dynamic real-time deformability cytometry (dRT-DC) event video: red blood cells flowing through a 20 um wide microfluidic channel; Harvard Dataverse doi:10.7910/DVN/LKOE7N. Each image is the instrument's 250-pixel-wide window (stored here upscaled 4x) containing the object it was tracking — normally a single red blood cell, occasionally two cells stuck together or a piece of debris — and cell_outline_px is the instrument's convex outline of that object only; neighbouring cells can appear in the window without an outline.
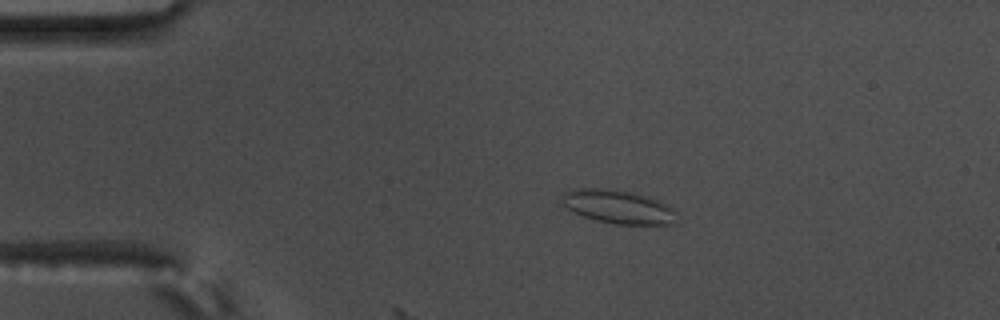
{"species": "common noctule bat (a hibernating species)", "species_latin": "Nyctalus noctula", "temperature_condition": "warm", "stored_images_in_passage": 6, "camera_frame_rate_fps": 3000, "um_per_image_px": 0.085, "animal": {"sex": "male", "body_mass_g": 17.5, "forearm_length_mm": 52.3}, "frame": {"image": 1, "passage_image": 1, "time_ms": 0.0, "image_size_px": [1000, 320], "cell_outline_px": [[676, 212], [672, 224], [612, 224], [596, 220], [572, 212], [560, 204], [560, 200], [564, 192], [576, 188], [612, 188], [632, 192], [668, 204]], "centroid_in_image_um": [52.46, 17.56], "position_along_channel_um": 32.5, "area_um2": 22.54}}